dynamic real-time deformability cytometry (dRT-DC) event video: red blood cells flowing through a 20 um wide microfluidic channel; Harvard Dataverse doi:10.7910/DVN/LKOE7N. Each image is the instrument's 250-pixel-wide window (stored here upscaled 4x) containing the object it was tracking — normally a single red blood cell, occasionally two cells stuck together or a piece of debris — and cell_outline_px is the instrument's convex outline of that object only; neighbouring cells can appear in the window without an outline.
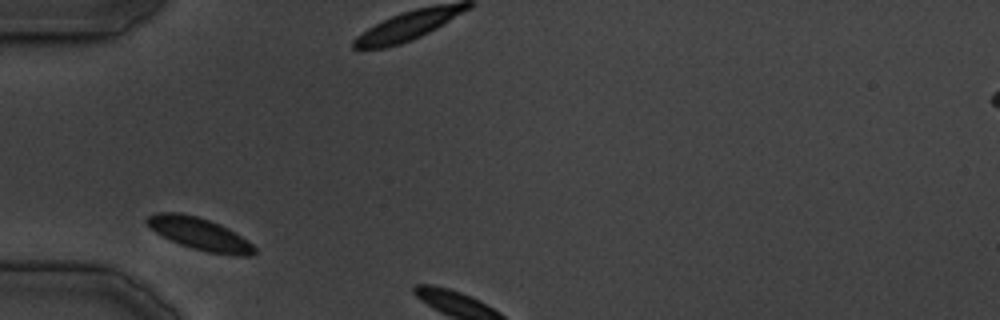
{"species": "common noctule bat (a hibernating species)", "species_latin": "Nyctalus noctula", "temperature_condition": "cold", "stored_images_in_passage": 4, "camera_frame_rate_fps": 3000, "um_per_image_px": 0.085, "animal": {"sex": "male", "body_mass_g": 19.5, "forearm_length_mm": 54.6}, "frame": {"image": 1, "passage_image": 1, "time_ms": 0.0, "image_size_px": [1000, 320], "cell_outline_px": [[256, 252], [252, 256], [232, 256], [208, 252], [192, 248], [180, 244], [156, 232], [144, 220], [148, 216], [156, 212], [180, 212], [196, 216], [208, 220], [248, 240], [256, 248]], "centroid_in_image_um": [16.97, 19.89], "position_along_channel_um": 68.0, "area_um2": 19.83}}